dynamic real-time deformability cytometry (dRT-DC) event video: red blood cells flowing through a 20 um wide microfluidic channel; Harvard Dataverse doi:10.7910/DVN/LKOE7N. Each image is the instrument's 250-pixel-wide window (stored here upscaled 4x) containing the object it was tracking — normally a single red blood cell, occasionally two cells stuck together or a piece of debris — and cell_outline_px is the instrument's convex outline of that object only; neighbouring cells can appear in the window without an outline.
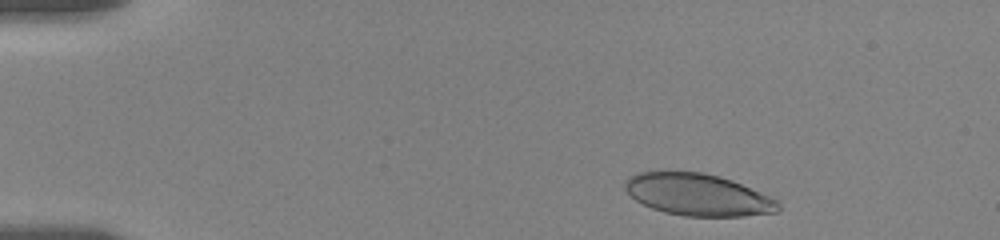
{"species": "human", "species_latin": "Homo sapiens", "temperature_condition": "room temperature", "stored_images_in_passage": 44, "camera_frame_rate_fps": 3000, "um_per_image_px": 0.085, "donor": {"sex": "female"}, "frame": {"image": 1, "passage_image": 3, "time_ms": 0.667, "image_size_px": [1000, 240], "cell_outline_px": [[780, 212], [744, 216], [684, 216], [664, 212], [652, 208], [636, 200], [624, 188], [624, 180], [628, 176], [636, 172], [704, 172], [720, 176], [732, 180], [780, 200]], "centroid_in_image_um": [59.35, 16.55], "position_along_channel_um": 25.6, "area_um2": 37.69}}
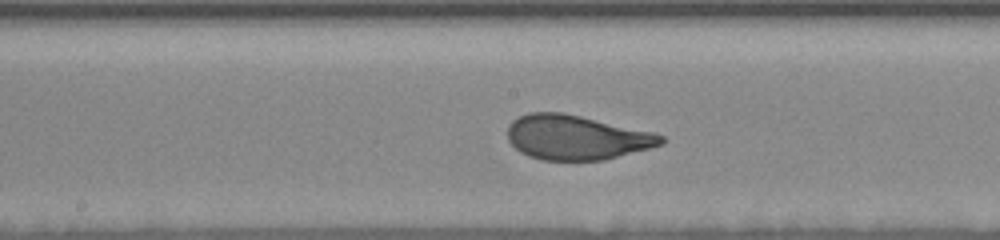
{"frame": {"image": 2, "passage_image": 25, "time_ms": 8.0, "image_size_px": [1000, 240], "cell_outline_px": [[664, 144], [604, 160], [544, 160], [528, 156], [520, 152], [508, 140], [508, 124], [512, 120], [528, 112], [564, 112], [652, 132], [664, 136]], "centroid_in_image_um": [48.96, 11.67], "position_along_channel_um": 199.2, "area_um2": 39.82}}
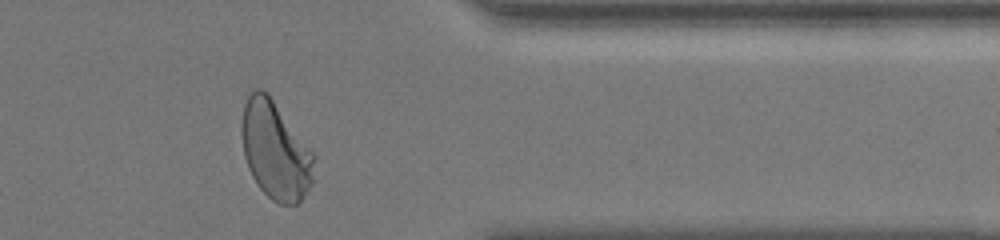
{"frame": {"image": 3, "passage_image": 42, "time_ms": 13.667, "image_size_px": [1000, 240], "cell_outline_px": [[316, 156], [312, 184], [304, 196], [296, 204], [280, 204], [272, 200], [260, 188], [252, 176], [248, 168], [244, 156], [240, 128], [244, 104], [248, 96], [256, 88], [264, 88], [268, 92]], "centroid_in_image_um": [23.4, 12.77], "position_along_channel_um": 388.0, "area_um2": 41.56}, "authors_computed_cell_mechanics": {"area_um2": 39.9109, "velocity_mm_per_s": 3.5185, "shape_relaxation_time_tau1_ms": 4.1644, "shape_relaxation_time_tau2_ms": null, "deformation_change_tau1": 0.1704, "deformation_change_tau2": null}}